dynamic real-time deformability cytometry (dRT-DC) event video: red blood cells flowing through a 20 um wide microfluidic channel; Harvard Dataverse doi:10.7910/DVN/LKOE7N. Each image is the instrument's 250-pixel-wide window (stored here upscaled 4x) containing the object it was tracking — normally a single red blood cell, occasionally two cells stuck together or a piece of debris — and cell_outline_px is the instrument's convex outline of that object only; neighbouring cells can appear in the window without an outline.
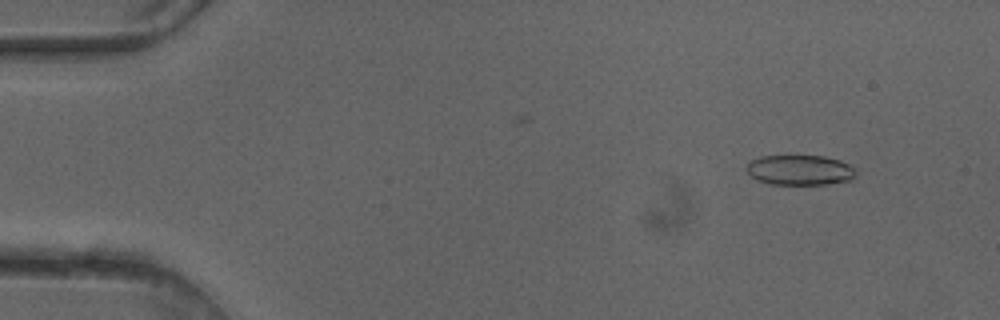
{"species": "common noctule bat (a hibernating species)", "species_latin": "Nyctalus noctula", "temperature_condition": "cold", "stored_images_in_passage": 39, "camera_frame_rate_fps": 3000, "um_per_image_px": 0.085, "animal": {"sex": "female"}, "frame": {"image": 1, "passage_image": 1, "time_ms": 0.0, "image_size_px": [1000, 320], "cell_outline_px": [[856, 176], [848, 180], [828, 184], [772, 184], [756, 180], [744, 168], [752, 160], [760, 156], [824, 156], [840, 160], [852, 164], [856, 168]], "centroid_in_image_um": [68.02, 14.45], "position_along_channel_um": 17.0, "area_um2": 19.31}}
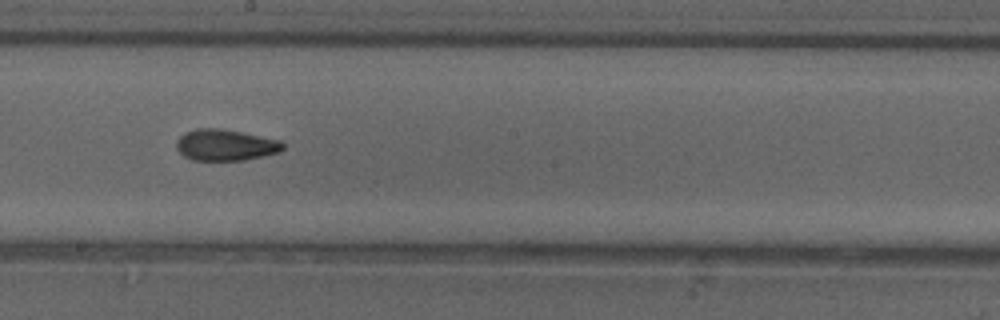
{"frame": {"image": 2, "passage_image": 24, "time_ms": 7.667, "image_size_px": [1000, 320], "cell_outline_px": [[284, 148], [280, 152], [264, 156], [244, 160], [192, 160], [184, 156], [176, 148], [176, 140], [184, 132], [196, 128], [220, 128], [280, 140], [284, 144]], "centroid_in_image_um": [19.15, 12.32], "position_along_channel_um": 229.1, "area_um2": 19.48}}
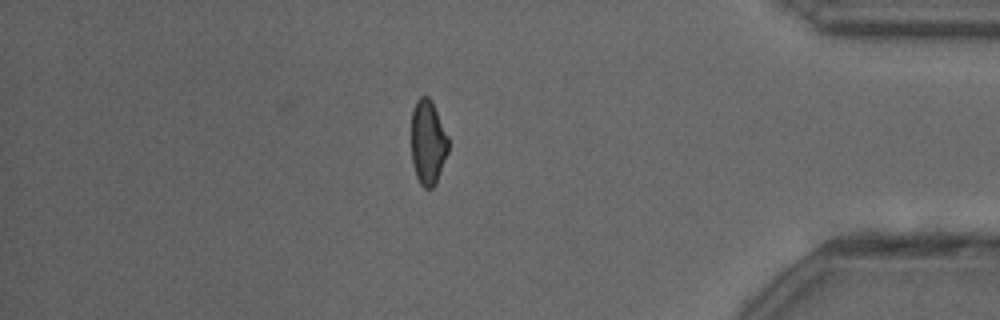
{"frame": {"image": 3, "passage_image": 39, "time_ms": 12.667, "image_size_px": [1000, 320], "cell_outline_px": [[448, 152], [436, 184], [432, 188], [424, 188], [420, 184], [416, 176], [412, 160], [412, 108], [416, 100], [420, 96], [428, 96], [432, 100], [448, 136]], "centroid_in_image_um": [36.38, 12.09], "position_along_channel_um": 398.8, "area_um2": 18.38}, "authors_computed_cell_mechanics": {"area_um2": 19.5364, "velocity_mm_per_s": 4.1152, "shape_relaxation_time_tau1_ms": null, "shape_relaxation_time_tau2_ms": 2.9917, "deformation_change_tau1": null, "deformation_change_tau2": 0.0893}}